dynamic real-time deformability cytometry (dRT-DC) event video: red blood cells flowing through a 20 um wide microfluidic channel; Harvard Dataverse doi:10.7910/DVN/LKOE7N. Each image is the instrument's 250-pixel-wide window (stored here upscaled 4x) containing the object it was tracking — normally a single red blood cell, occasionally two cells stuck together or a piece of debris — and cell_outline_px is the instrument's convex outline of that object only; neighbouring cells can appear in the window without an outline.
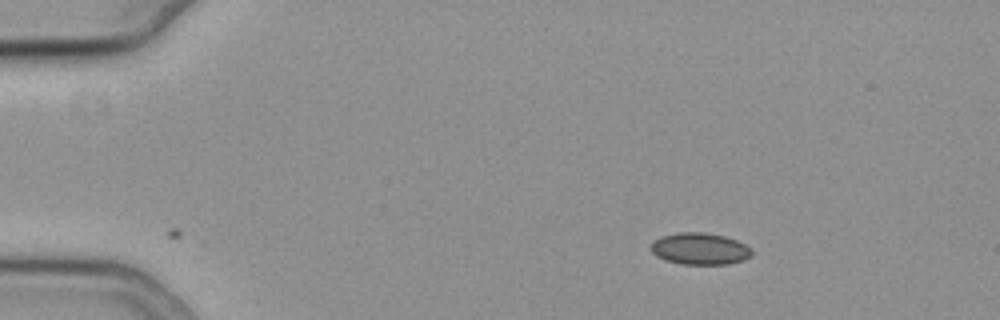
{"species": "common noctule bat (a hibernating species)", "species_latin": "Nyctalus noctula", "temperature_condition": "cold", "stored_images_in_passage": 49, "camera_frame_rate_fps": 3000, "um_per_image_px": 0.085, "animal": {"sex": "female", "body_mass_g": 19.3, "forearm_length_mm": 54.1}, "frame": {"image": 1, "passage_image": 1, "time_ms": 0.0, "image_size_px": [1000, 320], "cell_outline_px": [[752, 256], [744, 260], [728, 264], [680, 264], [664, 260], [656, 256], [648, 248], [652, 240], [660, 236], [680, 232], [704, 232], [724, 236], [736, 240], [752, 248]], "centroid_in_image_um": [59.45, 21.14], "position_along_channel_um": 25.6, "area_um2": 19.02}}
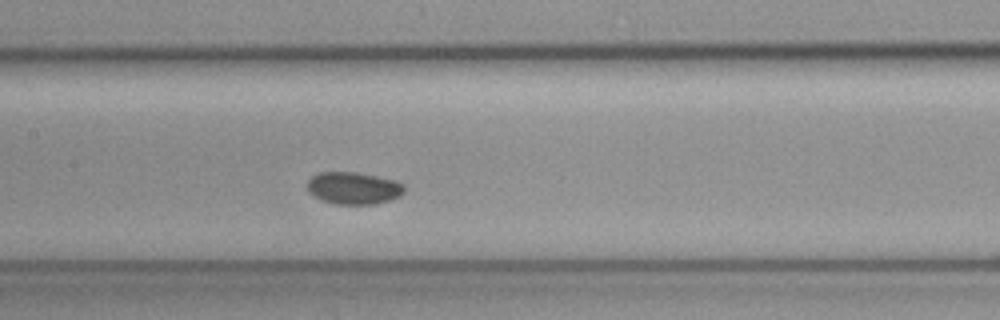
{"frame": {"image": 2, "passage_image": 20, "time_ms": 6.333, "image_size_px": [1000, 320], "cell_outline_px": [[404, 192], [400, 196], [392, 200], [372, 204], [336, 204], [320, 200], [312, 196], [308, 192], [308, 180], [312, 176], [320, 172], [356, 172], [396, 180], [404, 184]], "centroid_in_image_um": [30.05, 15.99], "position_along_channel_um": 177.3, "area_um2": 18.38}}
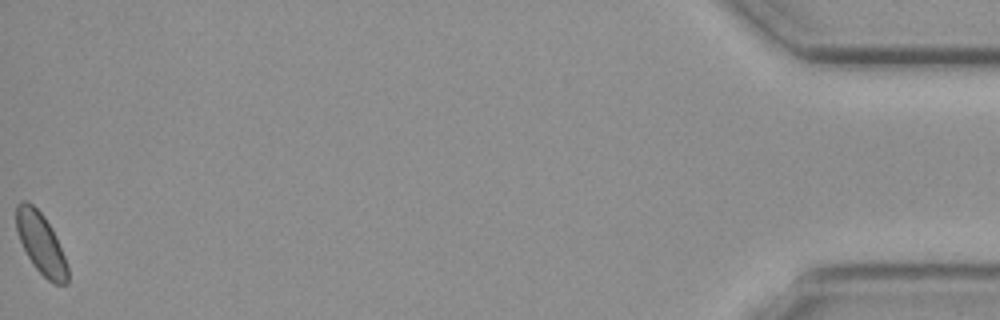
{"frame": {"image": 3, "passage_image": 49, "time_ms": 16.0, "image_size_px": [1000, 320], "cell_outline_px": [[68, 284], [56, 284], [48, 280], [32, 264], [20, 240], [16, 228], [16, 204], [20, 200], [28, 200], [44, 216], [52, 228], [56, 236], [64, 256], [68, 268]], "centroid_in_image_um": [3.47, 20.67], "position_along_channel_um": 431.7, "area_um2": 18.21}}